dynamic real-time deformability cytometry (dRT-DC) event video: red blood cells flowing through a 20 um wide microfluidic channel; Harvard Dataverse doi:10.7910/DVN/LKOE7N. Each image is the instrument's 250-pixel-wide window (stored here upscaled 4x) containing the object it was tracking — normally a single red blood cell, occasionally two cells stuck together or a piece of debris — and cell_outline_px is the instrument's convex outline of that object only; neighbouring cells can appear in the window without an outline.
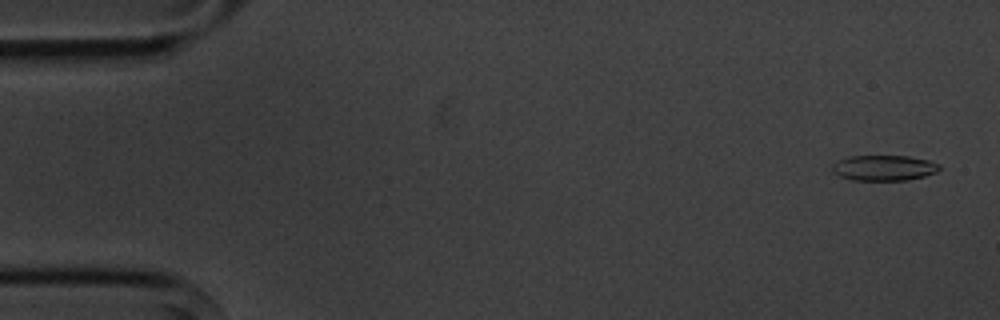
{"species": "common noctule bat (a hibernating species)", "species_latin": "Nyctalus noctula", "temperature_condition": "cold", "stored_images_in_passage": 4, "camera_frame_rate_fps": 3000, "um_per_image_px": 0.085, "animal": {"sex": "male", "body_mass_g": 20.1, "forearm_length_mm": 53.5}, "frame": {"image": 1, "passage_image": 1, "time_ms": 0.0, "image_size_px": [1000, 320], "cell_outline_px": [[940, 168], [936, 172], [924, 176], [908, 180], [852, 180], [840, 176], [832, 172], [832, 164], [848, 156], [908, 156], [928, 160], [940, 164]], "centroid_in_image_um": [75.13, 14.27], "position_along_channel_um": 9.9, "area_um2": 15.9}}